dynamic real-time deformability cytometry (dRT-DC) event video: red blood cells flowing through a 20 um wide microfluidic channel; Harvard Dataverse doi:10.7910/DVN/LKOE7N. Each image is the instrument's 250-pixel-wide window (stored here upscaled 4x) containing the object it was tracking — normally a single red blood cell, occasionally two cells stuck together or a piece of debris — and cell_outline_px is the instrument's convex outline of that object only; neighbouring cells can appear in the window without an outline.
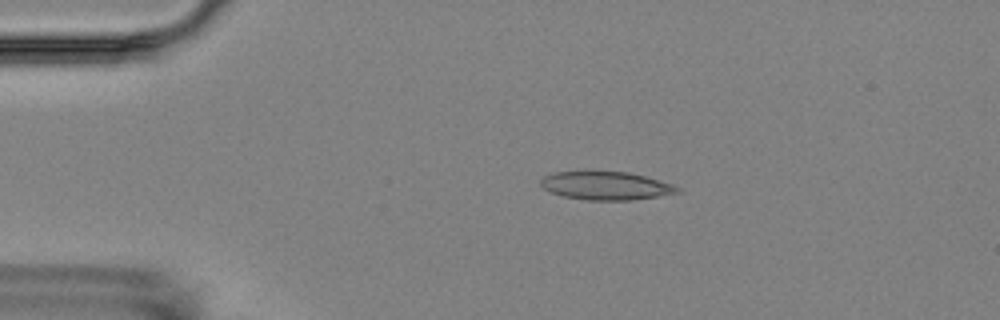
{"species": "Egyptian fruit bat (a non-hibernating species)", "species_latin": "Rousettus aegyptiacus", "temperature_condition": "room temperature", "stored_images_in_passage": 3, "camera_frame_rate_fps": 3000, "um_per_image_px": 0.085, "animal": {"sex": "female"}, "frame": {"image": 1, "passage_image": 2, "time_ms": 1.333, "image_size_px": [1000, 320], "cell_outline_px": [[684, 192], [632, 200], [588, 200], [564, 196], [552, 192], [544, 188], [540, 184], [540, 180], [544, 176], [556, 172], [584, 168], [628, 172], [644, 176], [672, 184], [680, 188]], "centroid_in_image_um": [51.48, 15.74], "position_along_channel_um": 33.5, "area_um2": 23.29}}